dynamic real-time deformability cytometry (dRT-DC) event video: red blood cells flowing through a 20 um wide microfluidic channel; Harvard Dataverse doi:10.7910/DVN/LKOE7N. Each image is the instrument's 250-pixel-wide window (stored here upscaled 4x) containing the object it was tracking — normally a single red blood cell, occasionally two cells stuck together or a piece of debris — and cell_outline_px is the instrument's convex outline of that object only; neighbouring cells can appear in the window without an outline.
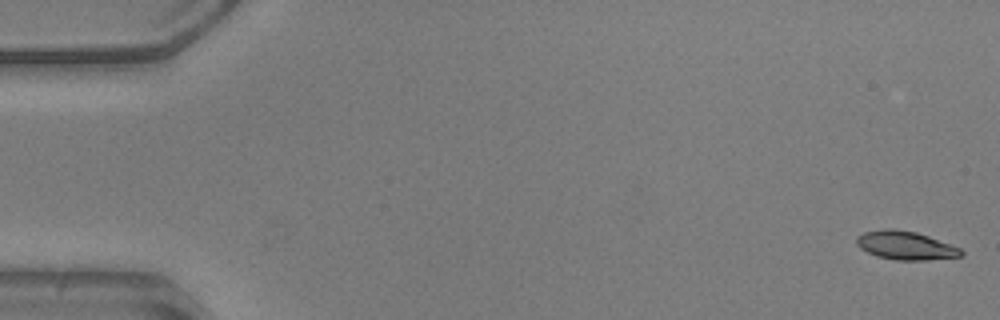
{"species": "common noctule bat (a hibernating species)", "species_latin": "Nyctalus noctula", "temperature_condition": "warm", "stored_images_in_passage": 53, "camera_frame_rate_fps": 3000, "um_per_image_px": 0.085, "animal": {"sex": "male", "body_mass_g": 20.5, "forearm_length_mm": 52.5}, "frame": {"image": 1, "passage_image": 1, "time_ms": 0.0, "image_size_px": [1000, 320], "cell_outline_px": [[964, 252], [960, 256], [928, 260], [896, 260], [876, 256], [860, 248], [856, 244], [856, 236], [864, 232], [884, 228], [896, 228], [916, 232], [928, 236], [960, 248]], "centroid_in_image_um": [76.93, 20.85], "position_along_channel_um": 8.1, "area_um2": 17.4}}
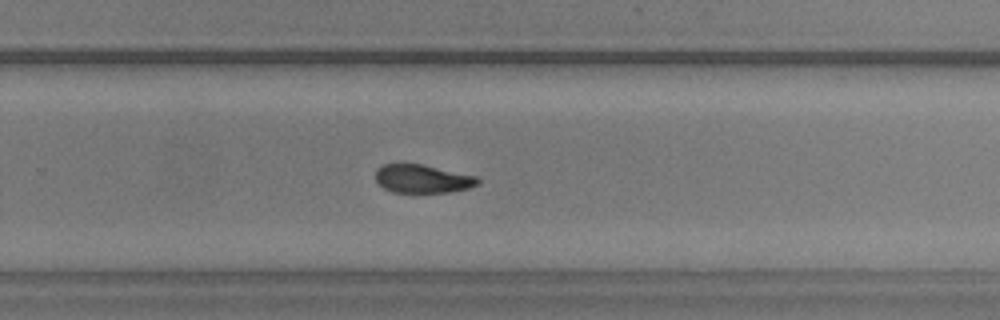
{"frame": {"image": 2, "passage_image": 34, "time_ms": 11.0, "image_size_px": [1000, 320], "cell_outline_px": [[480, 184], [468, 188], [448, 192], [392, 192], [384, 188], [376, 180], [376, 168], [380, 164], [400, 160], [420, 164], [476, 176], [480, 180]], "centroid_in_image_um": [35.83, 15.15], "position_along_channel_um": 294.0, "area_um2": 17.34}}
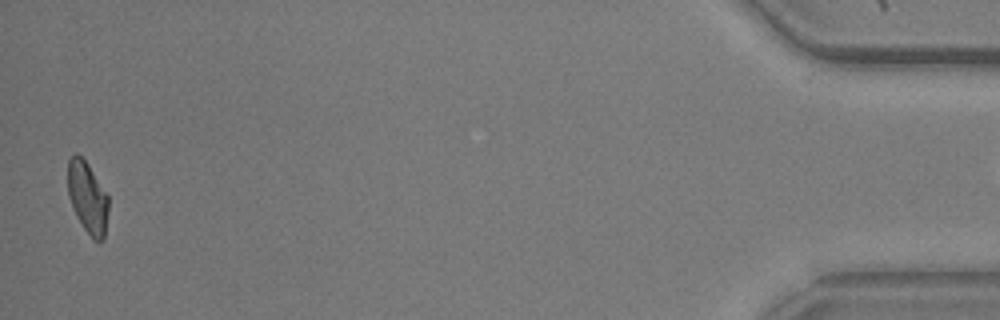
{"frame": {"image": 3, "passage_image": 51, "time_ms": 16.667, "image_size_px": [1000, 320], "cell_outline_px": [[108, 212], [104, 240], [92, 240], [76, 216], [68, 196], [68, 160], [76, 152], [88, 164], [108, 196]], "centroid_in_image_um": [7.44, 16.81], "position_along_channel_um": 427.8, "area_um2": 16.88}, "authors_computed_cell_mechanics": {"area_um2": 17.918, "velocity_mm_per_s": 3.9474, "shape_relaxation_time_tau1_ms": 9.0662, "shape_relaxation_time_tau2_ms": 2.7686, "deformation_change_tau1": 0.2347, "deformation_change_tau2": 0.0876}}